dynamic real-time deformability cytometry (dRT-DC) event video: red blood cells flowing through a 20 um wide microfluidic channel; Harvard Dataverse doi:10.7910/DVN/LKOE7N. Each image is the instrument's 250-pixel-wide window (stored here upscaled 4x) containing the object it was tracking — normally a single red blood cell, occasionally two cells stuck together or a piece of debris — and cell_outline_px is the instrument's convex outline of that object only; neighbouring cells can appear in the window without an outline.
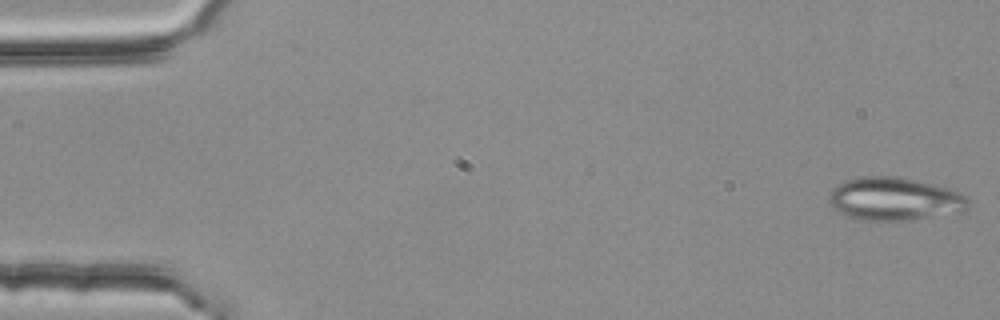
{"species": "common noctule bat (a hibernating species)", "species_latin": "Nyctalus noctula", "temperature_condition": "room temperature", "stored_images_in_passage": 10, "camera_frame_rate_fps": 3000, "um_per_image_px": 0.085, "animal": {"sex": "female", "body_mass_g": 25.1}, "frame": {"image": 1, "passage_image": 1, "time_ms": 0.0, "image_size_px": [1000, 320], "cell_outline_px": [[968, 208], [964, 212], [912, 220], [864, 220], [848, 216], [840, 212], [828, 200], [828, 196], [832, 188], [844, 180], [860, 176], [900, 176], [952, 188], [960, 192], [968, 200]], "centroid_in_image_um": [76.07, 16.89], "position_along_channel_um": 8.9, "area_um2": 35.32}}